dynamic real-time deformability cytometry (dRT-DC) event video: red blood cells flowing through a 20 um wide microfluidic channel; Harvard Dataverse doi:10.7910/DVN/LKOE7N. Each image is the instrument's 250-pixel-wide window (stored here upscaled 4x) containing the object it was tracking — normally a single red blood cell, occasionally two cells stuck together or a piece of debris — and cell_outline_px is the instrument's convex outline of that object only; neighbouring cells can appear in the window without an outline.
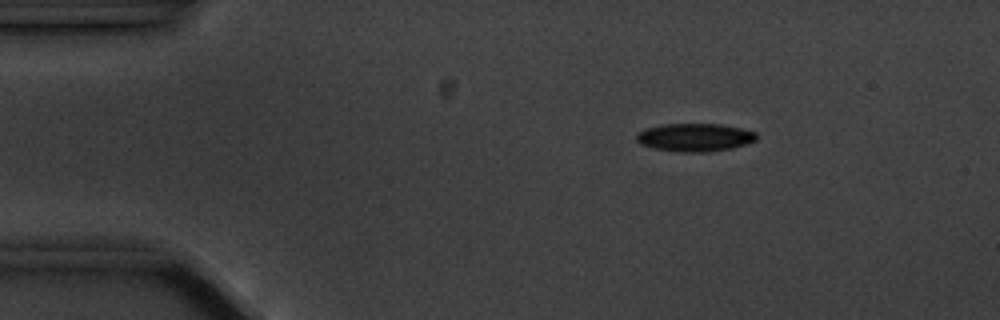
{"species": "common noctule bat (a hibernating species)", "species_latin": "Nyctalus noctula", "temperature_condition": "cold", "stored_images_in_passage": 15, "camera_frame_rate_fps": 3000, "um_per_image_px": 0.085, "animal": {"sex": "male", "body_mass_g": 20.1, "forearm_length_mm": 53.5}, "frame": {"image": 1, "passage_image": 3, "time_ms": 2.667, "image_size_px": [1000, 320], "cell_outline_px": [[756, 140], [748, 144], [732, 148], [704, 152], [680, 152], [652, 148], [640, 144], [636, 140], [636, 132], [648, 128], [664, 124], [720, 124], [740, 128], [756, 132]], "centroid_in_image_um": [59.05, 11.68], "position_along_channel_um": 26.0, "area_um2": 19.65}}
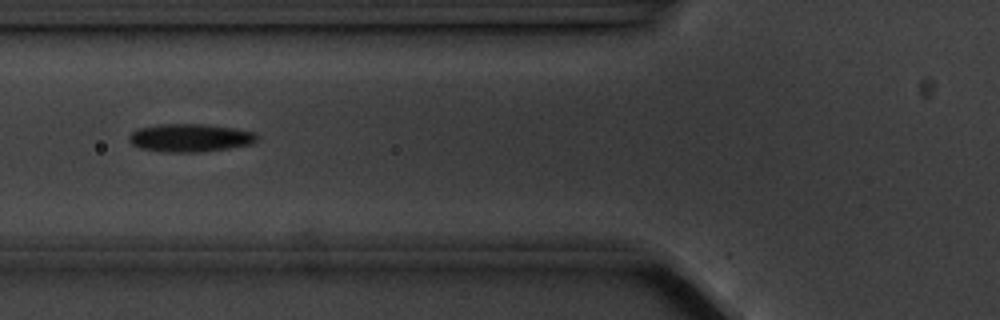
{"frame": {"image": 2, "passage_image": 6, "time_ms": 6.667, "image_size_px": [1000, 320], "cell_outline_px": [[256, 140], [252, 144], [228, 148], [196, 152], [168, 152], [140, 148], [132, 144], [128, 140], [128, 136], [136, 128], [156, 124], [204, 124], [232, 128], [256, 132]], "centroid_in_image_um": [16.11, 11.7], "position_along_channel_um": 109.7, "area_um2": 20.87}}
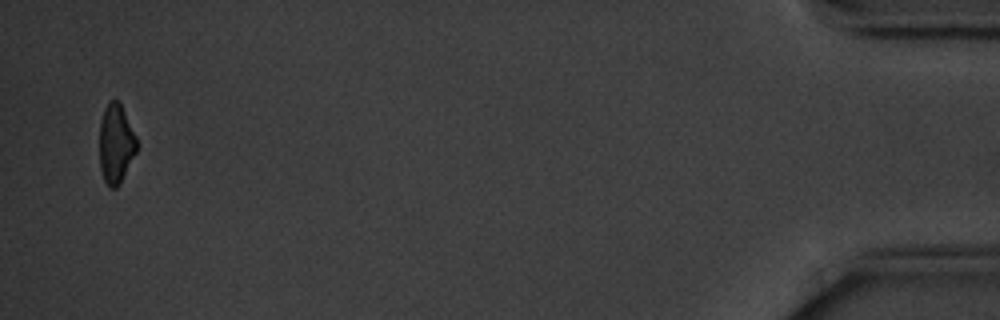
{"frame": {"image": 3, "passage_image": 15, "time_ms": 18.0, "image_size_px": [1000, 320], "cell_outline_px": [[136, 152], [120, 184], [116, 188], [108, 188], [104, 180], [100, 168], [100, 120], [104, 108], [108, 100], [116, 100], [120, 104], [136, 136]], "centroid_in_image_um": [9.83, 12.24], "position_along_channel_um": 425.4, "area_um2": 17.11}, "authors_computed_cell_mechanics": {"area_um2": 19.652, "velocity_mm_per_s": 3.5581, "shape_relaxation_time_tau1_ms": 3.3636, "shape_relaxation_time_tau2_ms": null, "deformation_change_tau1": 0.1327, "deformation_change_tau2": null}}